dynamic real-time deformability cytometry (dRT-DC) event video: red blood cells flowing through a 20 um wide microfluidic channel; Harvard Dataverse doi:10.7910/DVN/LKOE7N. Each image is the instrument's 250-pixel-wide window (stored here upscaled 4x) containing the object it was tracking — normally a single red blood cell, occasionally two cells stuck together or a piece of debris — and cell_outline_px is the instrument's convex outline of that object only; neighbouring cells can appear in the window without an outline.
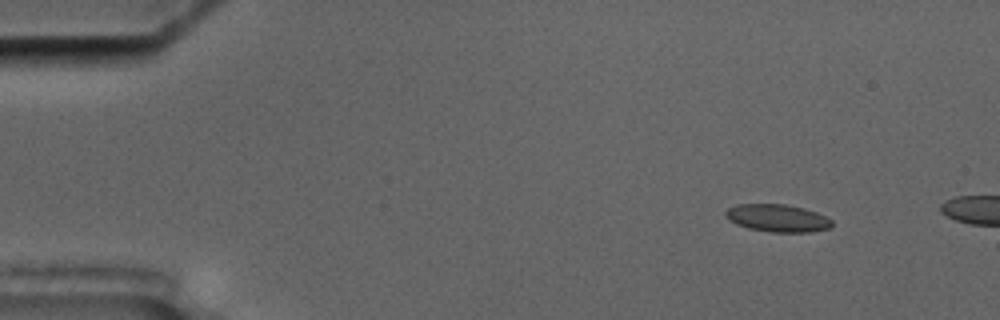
{"species": "common noctule bat (a hibernating species)", "species_latin": "Nyctalus noctula", "temperature_condition": "cold", "stored_images_in_passage": 3, "camera_frame_rate_fps": 3000, "um_per_image_px": 0.085, "animal": {"sex": "male", "body_mass_g": 17.5, "forearm_length_mm": 52.3}, "frame": {"image": 1, "passage_image": 1, "time_ms": 0.0, "image_size_px": [1000, 320], "cell_outline_px": [[832, 228], [812, 232], [772, 232], [748, 228], [736, 224], [728, 220], [724, 216], [724, 212], [728, 208], [736, 204], [784, 204], [804, 208], [816, 212], [832, 220]], "centroid_in_image_um": [66.07, 18.54], "position_along_channel_um": 18.9, "area_um2": 17.22}}